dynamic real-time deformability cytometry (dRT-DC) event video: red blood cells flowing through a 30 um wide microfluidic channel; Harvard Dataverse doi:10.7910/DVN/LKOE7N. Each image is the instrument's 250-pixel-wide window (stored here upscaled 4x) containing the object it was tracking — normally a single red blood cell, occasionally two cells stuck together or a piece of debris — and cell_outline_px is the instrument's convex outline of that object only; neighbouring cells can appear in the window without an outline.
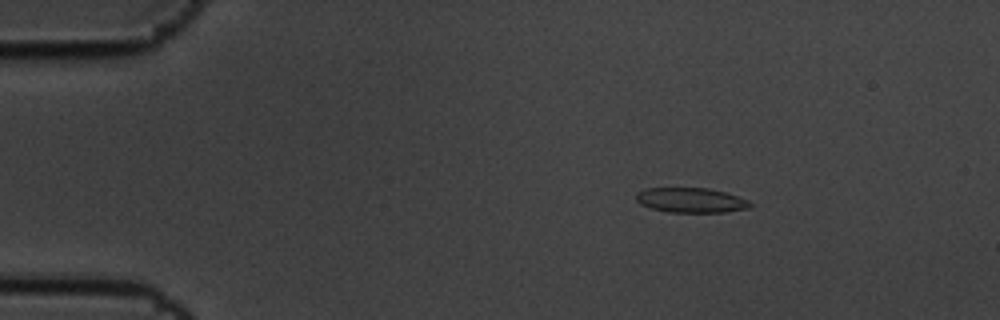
{"species": "common noctule bat (a hibernating species)", "species_latin": "Nyctalus noctula", "temperature_condition": "cold", "stored_images_in_passage": 5, "camera_frame_rate_fps": 3000, "um_per_image_px": 0.085, "animal": {"sex": "male", "body_mass_g": 19.5, "forearm_length_mm": 54.6}, "frame": {"image": 1, "passage_image": 2, "time_ms": 0.333, "image_size_px": [1000, 320], "cell_outline_px": [[752, 204], [748, 208], [724, 212], [668, 212], [652, 208], [640, 204], [636, 200], [636, 192], [644, 188], [708, 188], [724, 192], [748, 200]], "centroid_in_image_um": [58.69, 17.01], "position_along_channel_um": 26.3, "area_um2": 16.42}}
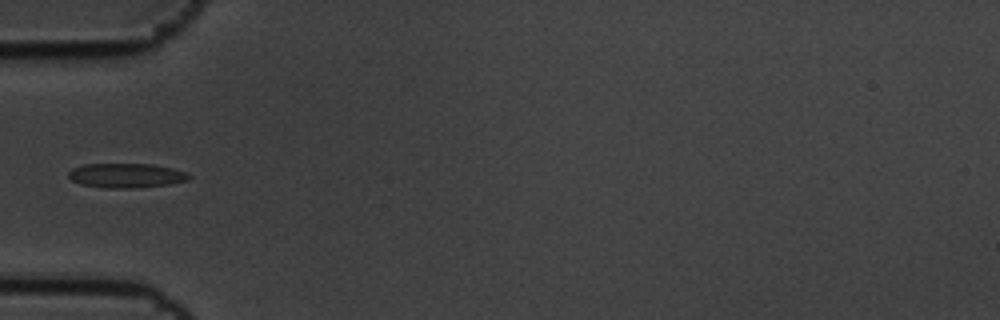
{"frame": {"image": 2, "passage_image": 5, "time_ms": 1.333, "image_size_px": [1000, 320], "cell_outline_px": [[192, 176], [188, 180], [168, 184], [132, 188], [112, 188], [80, 184], [72, 180], [68, 176], [68, 172], [72, 168], [84, 164], [152, 164], [172, 168], [184, 172]], "centroid_in_image_um": [10.71, 14.91], "position_along_channel_um": 74.3, "area_um2": 16.99}}